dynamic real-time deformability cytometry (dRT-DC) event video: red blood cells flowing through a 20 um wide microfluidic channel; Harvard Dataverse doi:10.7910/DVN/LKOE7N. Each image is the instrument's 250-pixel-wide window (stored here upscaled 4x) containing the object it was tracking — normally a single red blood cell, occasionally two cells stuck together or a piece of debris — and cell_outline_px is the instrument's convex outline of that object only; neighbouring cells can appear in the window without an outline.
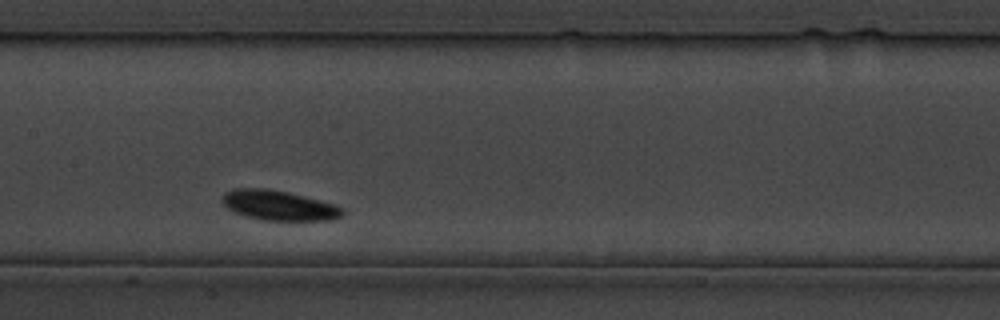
{"species": "common noctule bat (a hibernating species)", "species_latin": "Nyctalus noctula", "temperature_condition": "cold", "stored_images_in_passage": 25, "camera_frame_rate_fps": 3000, "um_per_image_px": 0.085, "animal": {"sex": "male", "body_mass_g": 19.5, "forearm_length_mm": 54.6}, "frame": {"image": 1, "passage_image": 11, "time_ms": 14.0, "image_size_px": [1000, 320], "cell_outline_px": [[344, 212], [340, 216], [332, 220], [260, 220], [232, 212], [220, 200], [220, 196], [224, 192], [236, 188], [268, 188], [288, 192], [320, 200], [344, 208]], "centroid_in_image_um": [23.64, 17.45], "position_along_channel_um": 183.8, "area_um2": 21.1}}